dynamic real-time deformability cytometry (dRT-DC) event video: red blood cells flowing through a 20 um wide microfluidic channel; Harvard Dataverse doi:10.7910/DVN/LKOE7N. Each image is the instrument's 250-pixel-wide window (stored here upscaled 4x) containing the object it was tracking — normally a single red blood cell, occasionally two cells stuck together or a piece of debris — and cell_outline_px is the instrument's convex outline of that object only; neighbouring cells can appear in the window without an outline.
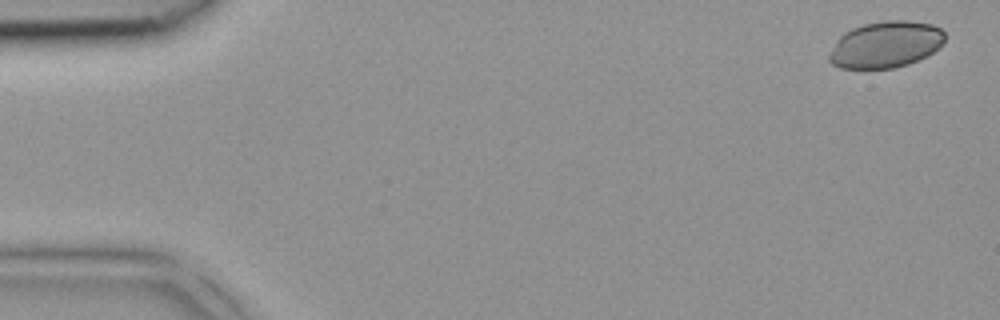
{"species": "common noctule bat (a hibernating species)", "species_latin": "Nyctalus noctula", "temperature_condition": "room temperature", "stored_images_in_passage": 4, "camera_frame_rate_fps": 3000, "um_per_image_px": 0.085, "animal": {"sex": "female", "body_mass_g": 18.4}, "frame": {"image": 1, "passage_image": 1, "time_ms": 0.0, "image_size_px": [1000, 320], "cell_outline_px": [[944, 40], [932, 52], [908, 64], [892, 68], [840, 68], [832, 64], [828, 60], [828, 56], [836, 40], [844, 32], [852, 28], [864, 24], [888, 20], [908, 20], [932, 24], [940, 28], [944, 32]], "centroid_in_image_um": [75.24, 3.77], "position_along_channel_um": 9.8, "area_um2": 31.1}}